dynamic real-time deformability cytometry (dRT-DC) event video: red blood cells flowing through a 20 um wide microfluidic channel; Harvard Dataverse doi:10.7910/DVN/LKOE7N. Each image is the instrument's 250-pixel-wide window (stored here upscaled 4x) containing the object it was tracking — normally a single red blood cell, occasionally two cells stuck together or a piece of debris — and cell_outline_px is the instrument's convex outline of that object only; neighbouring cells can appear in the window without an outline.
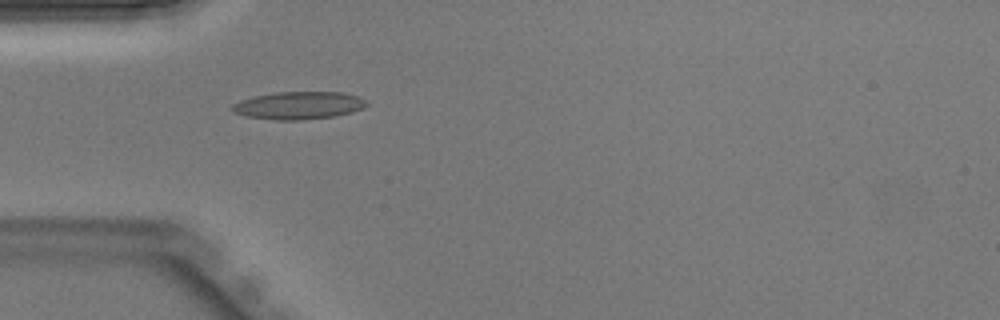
{"species": "Egyptian fruit bat (a non-hibernating species)", "species_latin": "Rousettus aegyptiacus", "temperature_condition": "warm", "stored_images_in_passage": 31, "camera_frame_rate_fps": 3000, "um_per_image_px": 0.085, "animal": {"sex": "male"}, "frame": {"image": 1, "passage_image": 1, "time_ms": 0.0, "image_size_px": [1000, 320], "cell_outline_px": [[368, 104], [364, 108], [352, 112], [336, 116], [300, 120], [276, 120], [248, 116], [232, 112], [232, 104], [240, 100], [252, 96], [276, 92], [344, 92], [360, 96]], "centroid_in_image_um": [25.4, 8.95], "position_along_channel_um": 59.6, "area_um2": 21.79}}
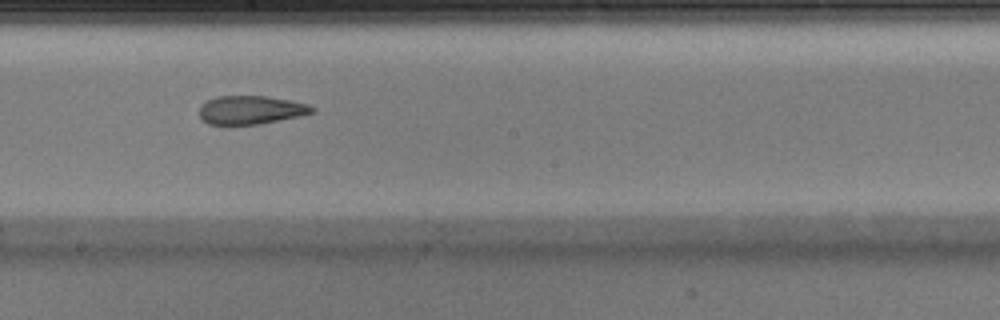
{"frame": {"image": 2, "passage_image": 12, "time_ms": 3.667, "image_size_px": [1000, 320], "cell_outline_px": [[316, 112], [300, 116], [280, 120], [256, 124], [208, 124], [200, 116], [200, 104], [216, 96], [268, 96], [308, 104], [316, 108]], "centroid_in_image_um": [21.34, 9.34], "position_along_channel_um": 226.9, "area_um2": 18.67}}
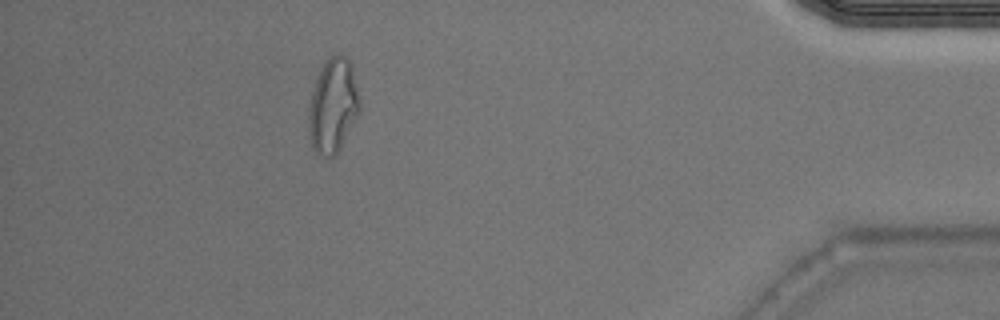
{"frame": {"image": 3, "passage_image": 27, "time_ms": 8.667, "image_size_px": [1000, 320], "cell_outline_px": [[360, 112], [340, 148], [328, 160], [320, 156], [312, 148], [308, 128], [308, 108], [312, 92], [316, 80], [328, 56], [344, 56], [348, 60], [352, 68], [360, 100]], "centroid_in_image_um": [28.29, 9.05], "position_along_channel_um": 406.9, "area_um2": 27.92}}